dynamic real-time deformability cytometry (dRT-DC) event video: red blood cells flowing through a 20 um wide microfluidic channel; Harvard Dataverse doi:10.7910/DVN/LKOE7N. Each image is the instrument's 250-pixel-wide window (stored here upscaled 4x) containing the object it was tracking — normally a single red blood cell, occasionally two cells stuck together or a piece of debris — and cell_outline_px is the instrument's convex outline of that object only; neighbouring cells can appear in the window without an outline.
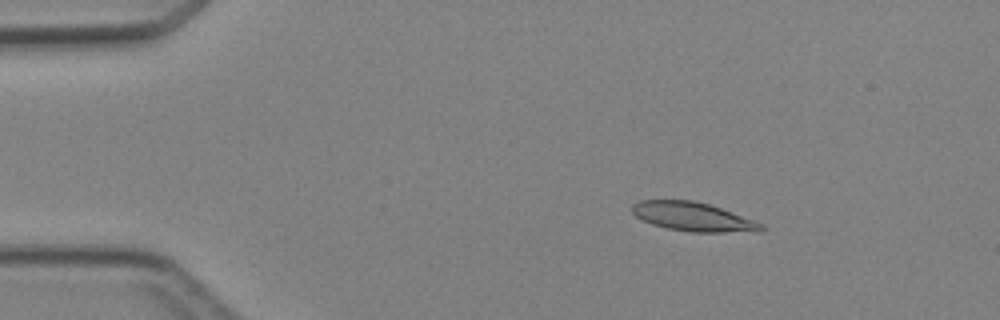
{"species": "Egyptian fruit bat (a non-hibernating species)", "species_latin": "Rousettus aegyptiacus", "temperature_condition": "cold", "stored_images_in_passage": 4, "camera_frame_rate_fps": 3000, "um_per_image_px": 0.085, "animal": {"sex": "female"}, "frame": {"image": 1, "passage_image": 1, "time_ms": 0.0, "image_size_px": [1000, 320], "cell_outline_px": [[764, 232], [692, 232], [668, 228], [652, 224], [636, 216], [632, 212], [632, 204], [640, 200], [692, 200], [708, 204], [720, 208], [764, 224]], "centroid_in_image_um": [58.93, 18.43], "position_along_channel_um": 26.1, "area_um2": 21.62}}
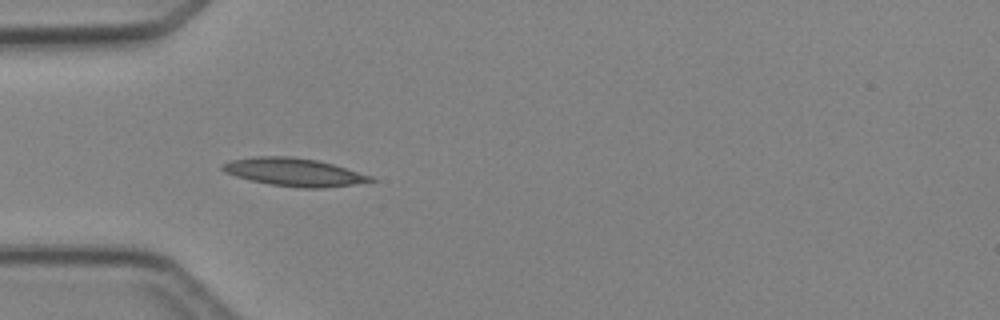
{"frame": {"image": 2, "passage_image": 3, "time_ms": 2.333, "image_size_px": [1000, 320], "cell_outline_px": [[376, 180], [352, 184], [324, 188], [300, 188], [268, 184], [236, 176], [224, 172], [220, 168], [220, 164], [228, 160], [256, 156], [292, 156], [316, 160], [332, 164], [372, 176]], "centroid_in_image_um": [24.92, 14.62], "position_along_channel_um": 60.1, "area_um2": 24.1}}
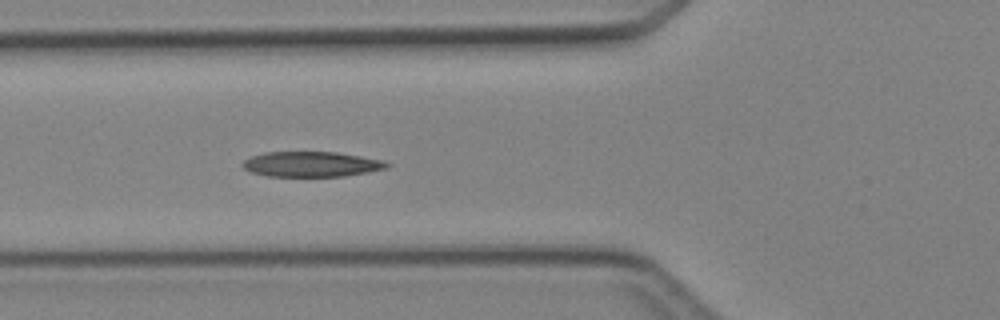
{"frame": {"image": 3, "passage_image": 4, "time_ms": 3.333, "image_size_px": [1000, 320], "cell_outline_px": [[392, 164], [388, 168], [368, 172], [344, 176], [268, 176], [252, 172], [244, 168], [240, 164], [244, 160], [252, 156], [264, 152], [336, 152], [360, 156], [380, 160]], "centroid_in_image_um": [26.46, 13.95], "position_along_channel_um": 99.3, "area_um2": 21.1}}